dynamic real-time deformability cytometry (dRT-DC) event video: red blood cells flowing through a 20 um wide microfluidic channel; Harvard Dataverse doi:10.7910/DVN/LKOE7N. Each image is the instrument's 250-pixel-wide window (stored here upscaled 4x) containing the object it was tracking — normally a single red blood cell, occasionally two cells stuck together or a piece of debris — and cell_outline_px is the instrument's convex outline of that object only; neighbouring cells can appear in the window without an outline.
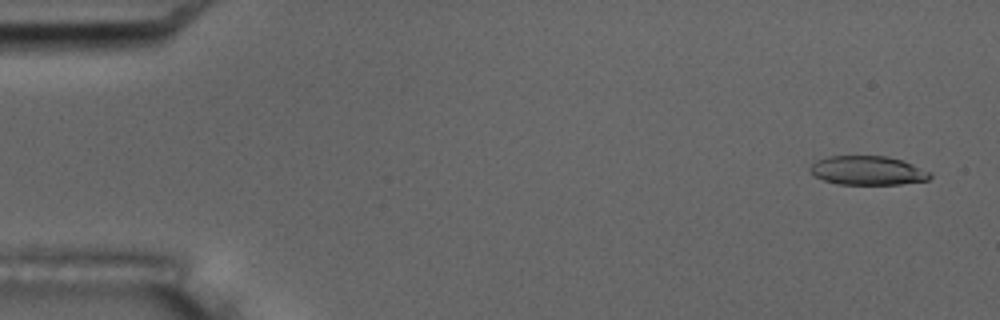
{"species": "common noctule bat (a hibernating species)", "species_latin": "Nyctalus noctula", "temperature_condition": "room temperature", "stored_images_in_passage": 5, "camera_frame_rate_fps": 3000, "um_per_image_px": 0.085, "animal": {"sex": "male", "body_mass_g": 17.5, "forearm_length_mm": 52.3}, "frame": {"image": 1, "passage_image": 1, "time_ms": 0.0, "image_size_px": [1000, 320], "cell_outline_px": [[932, 176], [928, 180], [900, 184], [836, 184], [824, 180], [816, 176], [808, 168], [816, 160], [828, 156], [888, 156], [912, 164], [932, 172]], "centroid_in_image_um": [73.76, 14.49], "position_along_channel_um": 11.2, "area_um2": 20.23}}